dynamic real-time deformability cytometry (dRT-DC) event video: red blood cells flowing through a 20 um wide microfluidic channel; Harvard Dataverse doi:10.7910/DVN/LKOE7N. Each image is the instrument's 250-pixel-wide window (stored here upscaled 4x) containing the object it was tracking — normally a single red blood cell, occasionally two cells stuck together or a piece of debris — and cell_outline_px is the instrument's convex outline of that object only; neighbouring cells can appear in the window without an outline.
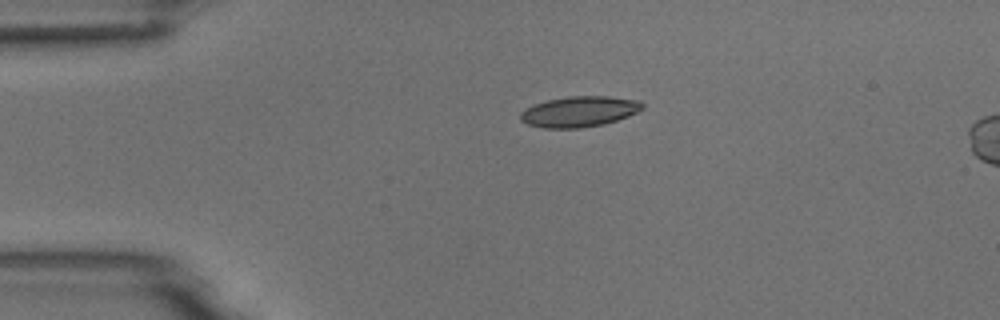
{"species": "common noctule bat (a hibernating species)", "species_latin": "Nyctalus noctula", "temperature_condition": "room temperature", "stored_images_in_passage": 2, "camera_frame_rate_fps": 3000, "um_per_image_px": 0.085, "animal": {"sex": "male", "body_mass_g": 18.8}, "frame": {"image": 1, "passage_image": 1, "time_ms": 0.0, "image_size_px": [1000, 320], "cell_outline_px": [[644, 108], [628, 116], [604, 124], [580, 128], [544, 128], [528, 124], [520, 120], [520, 112], [524, 108], [548, 100], [568, 96], [608, 96], [640, 100], [644, 104]], "centroid_in_image_um": [49.24, 9.48], "position_along_channel_um": 35.8, "area_um2": 21.79}}